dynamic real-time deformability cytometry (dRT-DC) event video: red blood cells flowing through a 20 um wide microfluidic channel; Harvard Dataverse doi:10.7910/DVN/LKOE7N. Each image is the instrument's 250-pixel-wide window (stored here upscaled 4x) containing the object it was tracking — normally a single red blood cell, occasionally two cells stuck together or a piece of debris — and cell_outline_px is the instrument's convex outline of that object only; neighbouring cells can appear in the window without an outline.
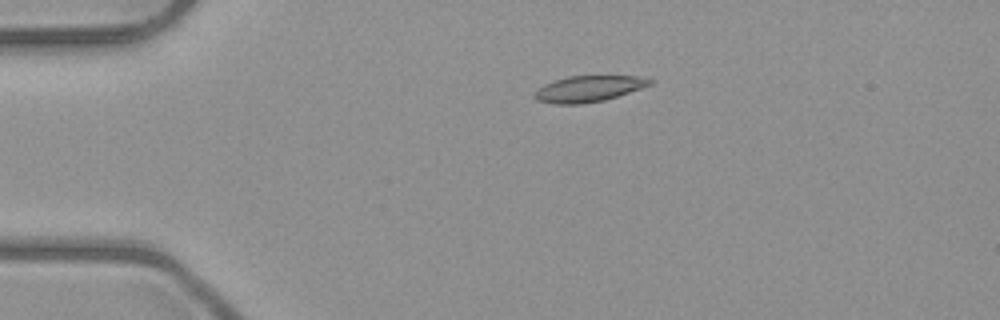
{"species": "common noctule bat (a hibernating species)", "species_latin": "Nyctalus noctula", "temperature_condition": "room temperature", "stored_images_in_passage": 5, "camera_frame_rate_fps": 3000, "um_per_image_px": 0.085, "animal": {"sex": "male", "body_mass_g": 23.1, "forearm_length_mm": 52.7}, "frame": {"image": 1, "passage_image": 4, "time_ms": 3.667, "image_size_px": [1000, 320], "cell_outline_px": [[652, 84], [604, 100], [580, 104], [556, 104], [536, 100], [532, 96], [544, 84], [568, 76], [636, 76], [652, 80]], "centroid_in_image_um": [49.99, 7.55], "position_along_channel_um": 35.0, "area_um2": 17.17}}